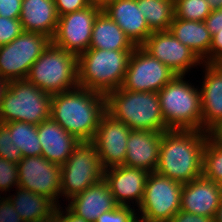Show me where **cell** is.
<instances>
[{"instance_id": "cell-16", "label": "cell", "mask_w": 222, "mask_h": 222, "mask_svg": "<svg viewBox=\"0 0 222 222\" xmlns=\"http://www.w3.org/2000/svg\"><path fill=\"white\" fill-rule=\"evenodd\" d=\"M148 174L145 169L118 165L104 169V180L118 205L137 209L144 196Z\"/></svg>"}, {"instance_id": "cell-2", "label": "cell", "mask_w": 222, "mask_h": 222, "mask_svg": "<svg viewBox=\"0 0 222 222\" xmlns=\"http://www.w3.org/2000/svg\"><path fill=\"white\" fill-rule=\"evenodd\" d=\"M106 112V95L77 87L51 96V118L79 141H92Z\"/></svg>"}, {"instance_id": "cell-46", "label": "cell", "mask_w": 222, "mask_h": 222, "mask_svg": "<svg viewBox=\"0 0 222 222\" xmlns=\"http://www.w3.org/2000/svg\"><path fill=\"white\" fill-rule=\"evenodd\" d=\"M214 222H222V200L217 208L216 215L214 217Z\"/></svg>"}, {"instance_id": "cell-27", "label": "cell", "mask_w": 222, "mask_h": 222, "mask_svg": "<svg viewBox=\"0 0 222 222\" xmlns=\"http://www.w3.org/2000/svg\"><path fill=\"white\" fill-rule=\"evenodd\" d=\"M152 32L169 30L175 16L174 0H137Z\"/></svg>"}, {"instance_id": "cell-18", "label": "cell", "mask_w": 222, "mask_h": 222, "mask_svg": "<svg viewBox=\"0 0 222 222\" xmlns=\"http://www.w3.org/2000/svg\"><path fill=\"white\" fill-rule=\"evenodd\" d=\"M222 200L219 183L201 176L183 183L180 210L214 218Z\"/></svg>"}, {"instance_id": "cell-47", "label": "cell", "mask_w": 222, "mask_h": 222, "mask_svg": "<svg viewBox=\"0 0 222 222\" xmlns=\"http://www.w3.org/2000/svg\"><path fill=\"white\" fill-rule=\"evenodd\" d=\"M130 222H153V221L136 214Z\"/></svg>"}, {"instance_id": "cell-49", "label": "cell", "mask_w": 222, "mask_h": 222, "mask_svg": "<svg viewBox=\"0 0 222 222\" xmlns=\"http://www.w3.org/2000/svg\"><path fill=\"white\" fill-rule=\"evenodd\" d=\"M48 220H43V221H28V222H47ZM27 222V221H24Z\"/></svg>"}, {"instance_id": "cell-38", "label": "cell", "mask_w": 222, "mask_h": 222, "mask_svg": "<svg viewBox=\"0 0 222 222\" xmlns=\"http://www.w3.org/2000/svg\"><path fill=\"white\" fill-rule=\"evenodd\" d=\"M222 62V30H218L212 36L209 50V64H220Z\"/></svg>"}, {"instance_id": "cell-33", "label": "cell", "mask_w": 222, "mask_h": 222, "mask_svg": "<svg viewBox=\"0 0 222 222\" xmlns=\"http://www.w3.org/2000/svg\"><path fill=\"white\" fill-rule=\"evenodd\" d=\"M23 31L19 18H4L0 16V46L10 43Z\"/></svg>"}, {"instance_id": "cell-15", "label": "cell", "mask_w": 222, "mask_h": 222, "mask_svg": "<svg viewBox=\"0 0 222 222\" xmlns=\"http://www.w3.org/2000/svg\"><path fill=\"white\" fill-rule=\"evenodd\" d=\"M130 132L128 126L107 111L103 114L91 142L97 149L104 169L124 164Z\"/></svg>"}, {"instance_id": "cell-4", "label": "cell", "mask_w": 222, "mask_h": 222, "mask_svg": "<svg viewBox=\"0 0 222 222\" xmlns=\"http://www.w3.org/2000/svg\"><path fill=\"white\" fill-rule=\"evenodd\" d=\"M133 50L89 48L78 56L79 87L107 95L121 87Z\"/></svg>"}, {"instance_id": "cell-44", "label": "cell", "mask_w": 222, "mask_h": 222, "mask_svg": "<svg viewBox=\"0 0 222 222\" xmlns=\"http://www.w3.org/2000/svg\"><path fill=\"white\" fill-rule=\"evenodd\" d=\"M8 86V81L4 80L3 78H0V106H1V101L3 98V94Z\"/></svg>"}, {"instance_id": "cell-35", "label": "cell", "mask_w": 222, "mask_h": 222, "mask_svg": "<svg viewBox=\"0 0 222 222\" xmlns=\"http://www.w3.org/2000/svg\"><path fill=\"white\" fill-rule=\"evenodd\" d=\"M58 16L79 11L91 5L89 0H54Z\"/></svg>"}, {"instance_id": "cell-8", "label": "cell", "mask_w": 222, "mask_h": 222, "mask_svg": "<svg viewBox=\"0 0 222 222\" xmlns=\"http://www.w3.org/2000/svg\"><path fill=\"white\" fill-rule=\"evenodd\" d=\"M103 178L96 147L91 141H80L61 166V198L69 201Z\"/></svg>"}, {"instance_id": "cell-48", "label": "cell", "mask_w": 222, "mask_h": 222, "mask_svg": "<svg viewBox=\"0 0 222 222\" xmlns=\"http://www.w3.org/2000/svg\"><path fill=\"white\" fill-rule=\"evenodd\" d=\"M47 222H59L55 217L52 220H48Z\"/></svg>"}, {"instance_id": "cell-29", "label": "cell", "mask_w": 222, "mask_h": 222, "mask_svg": "<svg viewBox=\"0 0 222 222\" xmlns=\"http://www.w3.org/2000/svg\"><path fill=\"white\" fill-rule=\"evenodd\" d=\"M202 176L220 183L222 181V147L210 136L203 149Z\"/></svg>"}, {"instance_id": "cell-14", "label": "cell", "mask_w": 222, "mask_h": 222, "mask_svg": "<svg viewBox=\"0 0 222 222\" xmlns=\"http://www.w3.org/2000/svg\"><path fill=\"white\" fill-rule=\"evenodd\" d=\"M140 46L177 75H187L192 68L200 67L203 63L169 30L152 32Z\"/></svg>"}, {"instance_id": "cell-12", "label": "cell", "mask_w": 222, "mask_h": 222, "mask_svg": "<svg viewBox=\"0 0 222 222\" xmlns=\"http://www.w3.org/2000/svg\"><path fill=\"white\" fill-rule=\"evenodd\" d=\"M101 10V7L91 4L60 16L52 44L77 56L84 53L90 47L93 23Z\"/></svg>"}, {"instance_id": "cell-32", "label": "cell", "mask_w": 222, "mask_h": 222, "mask_svg": "<svg viewBox=\"0 0 222 222\" xmlns=\"http://www.w3.org/2000/svg\"><path fill=\"white\" fill-rule=\"evenodd\" d=\"M0 157L13 163H18L22 158L21 151L11 140L9 130L0 123Z\"/></svg>"}, {"instance_id": "cell-3", "label": "cell", "mask_w": 222, "mask_h": 222, "mask_svg": "<svg viewBox=\"0 0 222 222\" xmlns=\"http://www.w3.org/2000/svg\"><path fill=\"white\" fill-rule=\"evenodd\" d=\"M106 111L131 130H170L164 122L157 92L129 91L120 87L106 95Z\"/></svg>"}, {"instance_id": "cell-43", "label": "cell", "mask_w": 222, "mask_h": 222, "mask_svg": "<svg viewBox=\"0 0 222 222\" xmlns=\"http://www.w3.org/2000/svg\"><path fill=\"white\" fill-rule=\"evenodd\" d=\"M212 10H217L222 8V0H206Z\"/></svg>"}, {"instance_id": "cell-21", "label": "cell", "mask_w": 222, "mask_h": 222, "mask_svg": "<svg viewBox=\"0 0 222 222\" xmlns=\"http://www.w3.org/2000/svg\"><path fill=\"white\" fill-rule=\"evenodd\" d=\"M38 138L42 149L41 156L62 166L80 142L52 118L37 125Z\"/></svg>"}, {"instance_id": "cell-23", "label": "cell", "mask_w": 222, "mask_h": 222, "mask_svg": "<svg viewBox=\"0 0 222 222\" xmlns=\"http://www.w3.org/2000/svg\"><path fill=\"white\" fill-rule=\"evenodd\" d=\"M19 19L24 31L41 33L52 39L59 16L54 0H22Z\"/></svg>"}, {"instance_id": "cell-36", "label": "cell", "mask_w": 222, "mask_h": 222, "mask_svg": "<svg viewBox=\"0 0 222 222\" xmlns=\"http://www.w3.org/2000/svg\"><path fill=\"white\" fill-rule=\"evenodd\" d=\"M0 222H24L6 196H0Z\"/></svg>"}, {"instance_id": "cell-11", "label": "cell", "mask_w": 222, "mask_h": 222, "mask_svg": "<svg viewBox=\"0 0 222 222\" xmlns=\"http://www.w3.org/2000/svg\"><path fill=\"white\" fill-rule=\"evenodd\" d=\"M177 74L141 46L132 51L121 88L129 91L159 92Z\"/></svg>"}, {"instance_id": "cell-20", "label": "cell", "mask_w": 222, "mask_h": 222, "mask_svg": "<svg viewBox=\"0 0 222 222\" xmlns=\"http://www.w3.org/2000/svg\"><path fill=\"white\" fill-rule=\"evenodd\" d=\"M102 10L115 21L136 46H140L152 33L138 8L137 0H113Z\"/></svg>"}, {"instance_id": "cell-10", "label": "cell", "mask_w": 222, "mask_h": 222, "mask_svg": "<svg viewBox=\"0 0 222 222\" xmlns=\"http://www.w3.org/2000/svg\"><path fill=\"white\" fill-rule=\"evenodd\" d=\"M183 184L157 172H149L137 214L153 222H168L181 206Z\"/></svg>"}, {"instance_id": "cell-41", "label": "cell", "mask_w": 222, "mask_h": 222, "mask_svg": "<svg viewBox=\"0 0 222 222\" xmlns=\"http://www.w3.org/2000/svg\"><path fill=\"white\" fill-rule=\"evenodd\" d=\"M65 207V209H63ZM57 206L55 218L59 222H87L82 217L74 214L68 207L66 206Z\"/></svg>"}, {"instance_id": "cell-34", "label": "cell", "mask_w": 222, "mask_h": 222, "mask_svg": "<svg viewBox=\"0 0 222 222\" xmlns=\"http://www.w3.org/2000/svg\"><path fill=\"white\" fill-rule=\"evenodd\" d=\"M136 211L132 206L118 205L113 210L101 214L95 222H130L137 214Z\"/></svg>"}, {"instance_id": "cell-28", "label": "cell", "mask_w": 222, "mask_h": 222, "mask_svg": "<svg viewBox=\"0 0 222 222\" xmlns=\"http://www.w3.org/2000/svg\"><path fill=\"white\" fill-rule=\"evenodd\" d=\"M3 125L9 130L11 140L21 151L23 157L41 155L37 125L22 121H11Z\"/></svg>"}, {"instance_id": "cell-24", "label": "cell", "mask_w": 222, "mask_h": 222, "mask_svg": "<svg viewBox=\"0 0 222 222\" xmlns=\"http://www.w3.org/2000/svg\"><path fill=\"white\" fill-rule=\"evenodd\" d=\"M15 192L7 198L23 221L52 220L55 217L58 205L52 199L21 187L15 188Z\"/></svg>"}, {"instance_id": "cell-7", "label": "cell", "mask_w": 222, "mask_h": 222, "mask_svg": "<svg viewBox=\"0 0 222 222\" xmlns=\"http://www.w3.org/2000/svg\"><path fill=\"white\" fill-rule=\"evenodd\" d=\"M51 94L27 80H13L3 94L0 123L22 121L39 125L51 118Z\"/></svg>"}, {"instance_id": "cell-25", "label": "cell", "mask_w": 222, "mask_h": 222, "mask_svg": "<svg viewBox=\"0 0 222 222\" xmlns=\"http://www.w3.org/2000/svg\"><path fill=\"white\" fill-rule=\"evenodd\" d=\"M169 31L202 62L209 63L212 35L204 21L182 20L174 16Z\"/></svg>"}, {"instance_id": "cell-39", "label": "cell", "mask_w": 222, "mask_h": 222, "mask_svg": "<svg viewBox=\"0 0 222 222\" xmlns=\"http://www.w3.org/2000/svg\"><path fill=\"white\" fill-rule=\"evenodd\" d=\"M168 222H214V218L179 210Z\"/></svg>"}, {"instance_id": "cell-37", "label": "cell", "mask_w": 222, "mask_h": 222, "mask_svg": "<svg viewBox=\"0 0 222 222\" xmlns=\"http://www.w3.org/2000/svg\"><path fill=\"white\" fill-rule=\"evenodd\" d=\"M22 0H0V16L4 18H19Z\"/></svg>"}, {"instance_id": "cell-22", "label": "cell", "mask_w": 222, "mask_h": 222, "mask_svg": "<svg viewBox=\"0 0 222 222\" xmlns=\"http://www.w3.org/2000/svg\"><path fill=\"white\" fill-rule=\"evenodd\" d=\"M66 206L87 222H95L106 211L118 206L104 178L74 196Z\"/></svg>"}, {"instance_id": "cell-1", "label": "cell", "mask_w": 222, "mask_h": 222, "mask_svg": "<svg viewBox=\"0 0 222 222\" xmlns=\"http://www.w3.org/2000/svg\"><path fill=\"white\" fill-rule=\"evenodd\" d=\"M208 136L200 130L170 129L163 132L155 172L182 184L200 178Z\"/></svg>"}, {"instance_id": "cell-5", "label": "cell", "mask_w": 222, "mask_h": 222, "mask_svg": "<svg viewBox=\"0 0 222 222\" xmlns=\"http://www.w3.org/2000/svg\"><path fill=\"white\" fill-rule=\"evenodd\" d=\"M185 76L176 75L157 92L161 113L169 129L202 131L199 85H194Z\"/></svg>"}, {"instance_id": "cell-40", "label": "cell", "mask_w": 222, "mask_h": 222, "mask_svg": "<svg viewBox=\"0 0 222 222\" xmlns=\"http://www.w3.org/2000/svg\"><path fill=\"white\" fill-rule=\"evenodd\" d=\"M204 22L212 36L216 34L218 30H222V8L212 10Z\"/></svg>"}, {"instance_id": "cell-30", "label": "cell", "mask_w": 222, "mask_h": 222, "mask_svg": "<svg viewBox=\"0 0 222 222\" xmlns=\"http://www.w3.org/2000/svg\"><path fill=\"white\" fill-rule=\"evenodd\" d=\"M211 12L206 0H174V13L178 19L205 21Z\"/></svg>"}, {"instance_id": "cell-45", "label": "cell", "mask_w": 222, "mask_h": 222, "mask_svg": "<svg viewBox=\"0 0 222 222\" xmlns=\"http://www.w3.org/2000/svg\"><path fill=\"white\" fill-rule=\"evenodd\" d=\"M111 1H113V0H89V2L92 5H97V6L101 7V8H103L106 4H108Z\"/></svg>"}, {"instance_id": "cell-17", "label": "cell", "mask_w": 222, "mask_h": 222, "mask_svg": "<svg viewBox=\"0 0 222 222\" xmlns=\"http://www.w3.org/2000/svg\"><path fill=\"white\" fill-rule=\"evenodd\" d=\"M201 66L202 131L209 134L222 124V66L204 62Z\"/></svg>"}, {"instance_id": "cell-42", "label": "cell", "mask_w": 222, "mask_h": 222, "mask_svg": "<svg viewBox=\"0 0 222 222\" xmlns=\"http://www.w3.org/2000/svg\"><path fill=\"white\" fill-rule=\"evenodd\" d=\"M209 136L222 147V124L209 133Z\"/></svg>"}, {"instance_id": "cell-9", "label": "cell", "mask_w": 222, "mask_h": 222, "mask_svg": "<svg viewBox=\"0 0 222 222\" xmlns=\"http://www.w3.org/2000/svg\"><path fill=\"white\" fill-rule=\"evenodd\" d=\"M52 43L48 36L23 31L10 43L0 46V78L26 80L31 66Z\"/></svg>"}, {"instance_id": "cell-6", "label": "cell", "mask_w": 222, "mask_h": 222, "mask_svg": "<svg viewBox=\"0 0 222 222\" xmlns=\"http://www.w3.org/2000/svg\"><path fill=\"white\" fill-rule=\"evenodd\" d=\"M51 95L79 87L78 56L52 43L31 66L26 78Z\"/></svg>"}, {"instance_id": "cell-13", "label": "cell", "mask_w": 222, "mask_h": 222, "mask_svg": "<svg viewBox=\"0 0 222 222\" xmlns=\"http://www.w3.org/2000/svg\"><path fill=\"white\" fill-rule=\"evenodd\" d=\"M18 185L52 199L61 197V166L39 156L23 157L18 163Z\"/></svg>"}, {"instance_id": "cell-31", "label": "cell", "mask_w": 222, "mask_h": 222, "mask_svg": "<svg viewBox=\"0 0 222 222\" xmlns=\"http://www.w3.org/2000/svg\"><path fill=\"white\" fill-rule=\"evenodd\" d=\"M13 187H19L18 166L16 163L0 157V196L2 194L7 196V192L10 194Z\"/></svg>"}, {"instance_id": "cell-26", "label": "cell", "mask_w": 222, "mask_h": 222, "mask_svg": "<svg viewBox=\"0 0 222 222\" xmlns=\"http://www.w3.org/2000/svg\"><path fill=\"white\" fill-rule=\"evenodd\" d=\"M89 48L102 50H134L136 45L115 21L101 10L93 23Z\"/></svg>"}, {"instance_id": "cell-19", "label": "cell", "mask_w": 222, "mask_h": 222, "mask_svg": "<svg viewBox=\"0 0 222 222\" xmlns=\"http://www.w3.org/2000/svg\"><path fill=\"white\" fill-rule=\"evenodd\" d=\"M162 134L160 131L131 130L123 165L154 172L158 165Z\"/></svg>"}]
</instances>
